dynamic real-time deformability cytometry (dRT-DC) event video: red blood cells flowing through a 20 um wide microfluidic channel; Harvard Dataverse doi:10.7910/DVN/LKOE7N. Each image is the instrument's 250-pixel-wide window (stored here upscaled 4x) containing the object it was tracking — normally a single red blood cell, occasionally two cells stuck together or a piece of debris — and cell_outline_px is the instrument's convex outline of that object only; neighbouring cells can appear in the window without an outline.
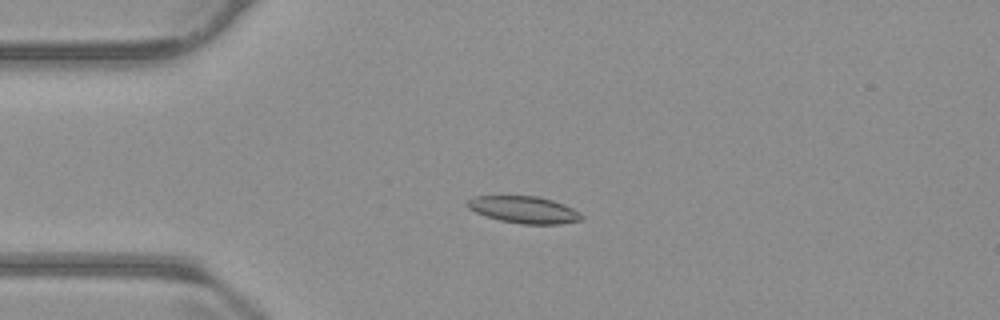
{"species": "common noctule bat (a hibernating species)", "species_latin": "Nyctalus noctula", "temperature_condition": "warm", "stored_images_in_passage": 43, "camera_frame_rate_fps": 3000, "um_per_image_px": 0.085, "animal": {"sex": "male", "body_mass_g": 23.1, "forearm_length_mm": 52.7}, "frame": {"image": 1, "passage_image": 1, "time_ms": 0.0, "image_size_px": [1000, 320], "cell_outline_px": [[584, 216], [580, 220], [560, 224], [520, 224], [500, 220], [476, 212], [468, 208], [464, 204], [472, 196], [536, 196], [552, 200], [564, 204], [572, 208]], "centroid_in_image_um": [44.51, 17.82], "position_along_channel_um": 40.5, "area_um2": 17.86}}
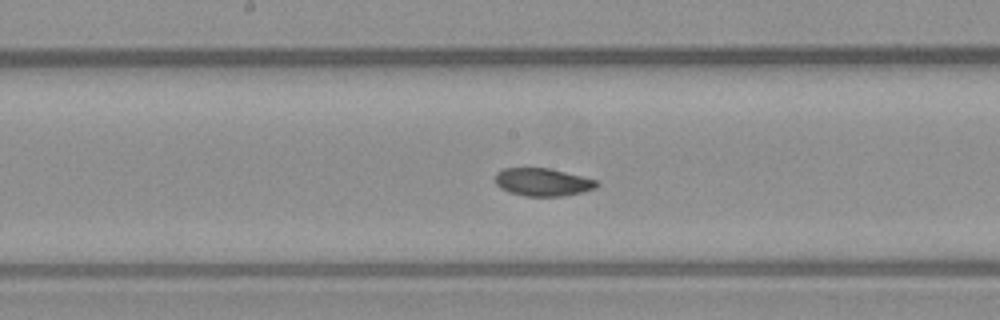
{"frame": {"image": 2, "passage_image": 16, "time_ms": 5.0, "image_size_px": [1000, 320], "cell_outline_px": [[600, 184], [596, 188], [564, 196], [524, 196], [508, 192], [500, 188], [496, 184], [496, 172], [504, 168], [548, 168], [596, 180]], "centroid_in_image_um": [46.1, 15.48], "position_along_channel_um": 202.1, "area_um2": 16.36}}
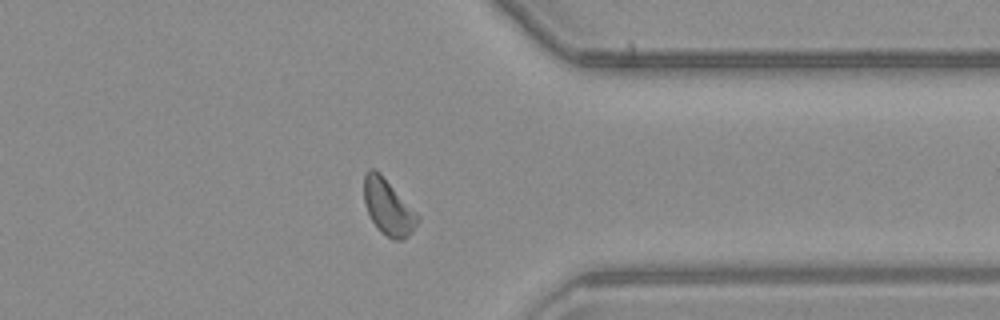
{"frame": {"image": 3, "passage_image": 31, "time_ms": 10.0, "image_size_px": [1000, 320], "cell_outline_px": [[420, 220], [412, 232], [404, 240], [392, 240], [380, 232], [372, 220], [364, 204], [364, 176], [368, 168], [376, 168], [380, 172], [420, 216]], "centroid_in_image_um": [33.0, 17.6], "position_along_channel_um": 378.4, "area_um2": 17.63}, "authors_computed_cell_mechanics": {"area_um2": 17.1088, "velocity_mm_per_s": 3.7017, "shape_relaxation_time_tau1_ms": null, "shape_relaxation_time_tau2_ms": 7.156, "deformation_change_tau1": null, "deformation_change_tau2": 0.1159}}